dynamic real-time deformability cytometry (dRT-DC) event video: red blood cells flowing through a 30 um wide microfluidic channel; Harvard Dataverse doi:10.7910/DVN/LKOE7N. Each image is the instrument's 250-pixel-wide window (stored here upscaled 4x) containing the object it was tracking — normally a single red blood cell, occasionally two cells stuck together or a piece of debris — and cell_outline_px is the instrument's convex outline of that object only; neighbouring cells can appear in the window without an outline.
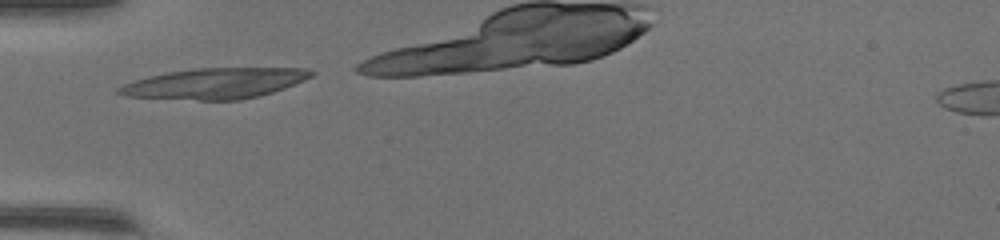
{"species": "common noctule bat (a hibernating species)", "species_latin": "Nyctalus noctula", "temperature_condition": "warm", "stored_images_in_passage": 6, "camera_frame_rate_fps": 3000, "um_per_image_px": 0.085, "animal": {"sex": "female", "body_mass_g": 17.0, "forearm_length_mm": 48.0}, "frame": {"image": 1, "passage_image": 1, "time_ms": 0.0, "image_size_px": [1000, 240], "cell_outline_px": [[316, 72], [312, 76], [304, 80], [284, 88], [260, 96], [240, 100], [200, 100], [128, 96], [112, 92], [116, 88], [124, 84], [148, 76], [168, 72], [196, 68], [304, 68]], "centroid_in_image_um": [18.26, 7.09], "position_along_channel_um": 66.7, "area_um2": 34.22}}
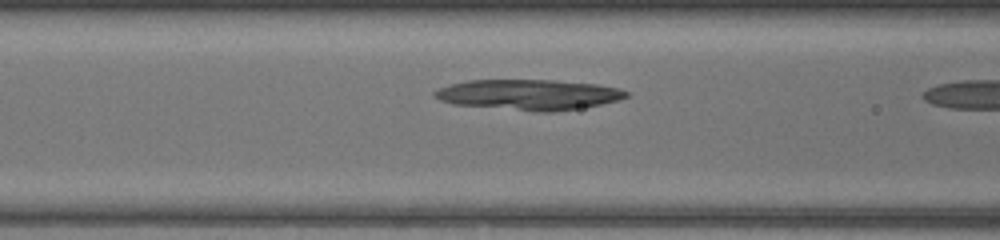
{"frame": {"image": 2, "passage_image": 5, "time_ms": 1.333, "image_size_px": [1000, 240], "cell_outline_px": [[628, 96], [620, 100], [600, 104], [552, 112], [536, 112], [452, 104], [440, 100], [432, 96], [432, 92], [448, 84], [468, 80], [556, 80], [596, 84], [620, 88], [628, 92]], "centroid_in_image_um": [44.91, 8.04], "position_along_channel_um": 121.7, "area_um2": 34.16}}